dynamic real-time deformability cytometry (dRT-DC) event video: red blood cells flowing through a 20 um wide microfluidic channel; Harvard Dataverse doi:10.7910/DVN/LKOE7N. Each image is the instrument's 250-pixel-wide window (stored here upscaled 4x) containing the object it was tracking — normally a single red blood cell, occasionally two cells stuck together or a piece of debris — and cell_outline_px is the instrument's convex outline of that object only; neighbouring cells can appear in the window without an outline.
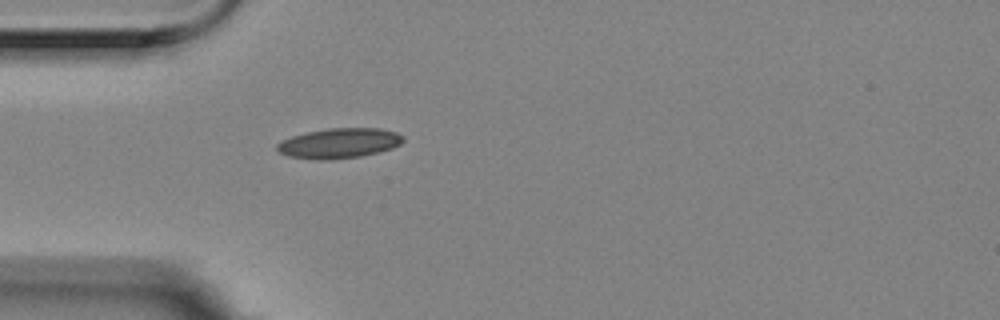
{"species": "Egyptian fruit bat (a non-hibernating species)", "species_latin": "Rousettus aegyptiacus", "temperature_condition": "room temperature", "stored_images_in_passage": 2, "camera_frame_rate_fps": 3000, "um_per_image_px": 0.085, "animal": {"sex": "female"}, "frame": {"image": 1, "passage_image": 2, "time_ms": 0.333, "image_size_px": [1000, 320], "cell_outline_px": [[404, 140], [400, 144], [392, 148], [360, 156], [332, 160], [316, 160], [288, 156], [280, 152], [276, 148], [276, 144], [280, 140], [292, 136], [308, 132], [328, 128], [380, 128], [396, 132], [404, 136]], "centroid_in_image_um": [28.81, 12.17], "position_along_channel_um": 56.2, "area_um2": 22.14}}